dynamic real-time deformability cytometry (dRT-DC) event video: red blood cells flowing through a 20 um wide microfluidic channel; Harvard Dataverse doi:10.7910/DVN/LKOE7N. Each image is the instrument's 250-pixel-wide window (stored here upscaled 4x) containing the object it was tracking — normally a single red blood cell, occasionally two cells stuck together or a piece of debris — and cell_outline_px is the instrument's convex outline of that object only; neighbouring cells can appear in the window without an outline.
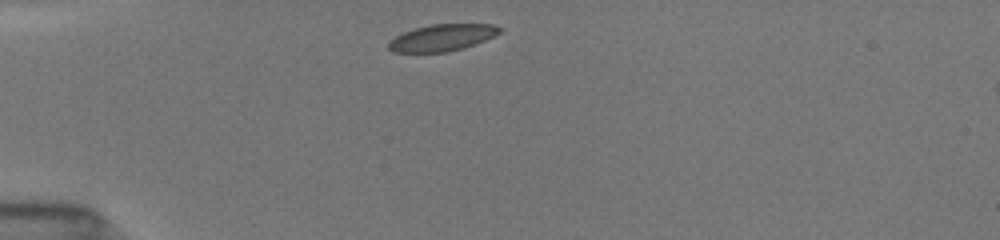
{"species": "common noctule bat (a hibernating species)", "species_latin": "Nyctalus noctula", "temperature_condition": "room temperature", "stored_images_in_passage": 60, "camera_frame_rate_fps": 3000, "um_per_image_px": 0.085, "animal": {"sex": "female", "body_mass_g": 19.5, "forearm_length_mm": 54.1}, "frame": {"image": 1, "passage_image": 1, "time_ms": 0.0, "image_size_px": [1000, 240], "cell_outline_px": [[504, 28], [500, 32], [484, 40], [464, 48], [444, 52], [392, 52], [388, 48], [388, 40], [404, 32], [416, 28], [432, 24], [496, 24]], "centroid_in_image_um": [37.58, 3.19], "position_along_channel_um": 47.4, "area_um2": 17.22}}
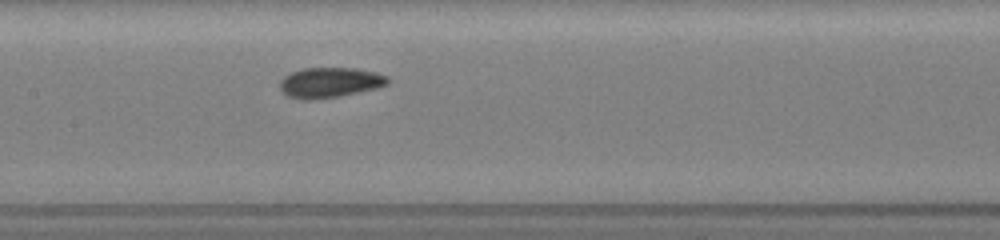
{"frame": {"image": 2, "passage_image": 26, "time_ms": 4.0, "image_size_px": [1000, 240], "cell_outline_px": [[388, 84], [376, 88], [340, 96], [308, 100], [304, 100], [288, 96], [280, 88], [280, 80], [284, 76], [292, 72], [304, 68], [356, 68], [376, 72], [388, 76]], "centroid_in_image_um": [28.04, 7.01], "position_along_channel_um": 179.4, "area_um2": 18.9}}
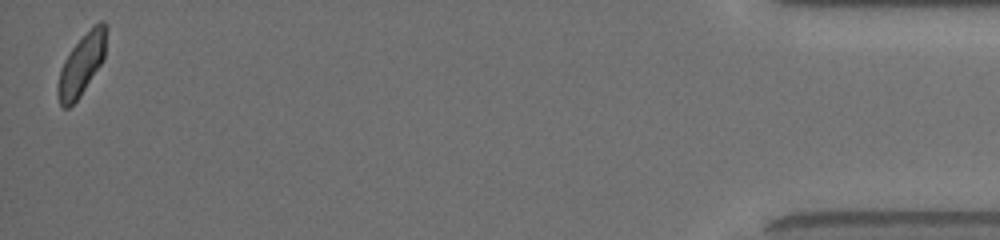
{"frame": {"image": 3, "passage_image": 60, "time_ms": 12.333, "image_size_px": [1000, 240], "cell_outline_px": [[108, 28], [104, 60], [80, 96], [68, 108], [64, 108], [60, 104], [56, 92], [56, 88], [60, 72], [64, 60], [72, 48], [100, 20], [104, 20], [108, 24]], "centroid_in_image_um": [6.97, 5.48], "position_along_channel_um": 428.2, "area_um2": 17.22}, "authors_computed_cell_mechanics": {"area_um2": 18.3515, "velocity_mm_per_s": 3.9528, "shape_relaxation_time_tau1_ms": 3.4481, "shape_relaxation_time_tau2_ms": 6.7364, "deformation_change_tau1": 0.0892, "deformation_change_tau2": 0.0799}}